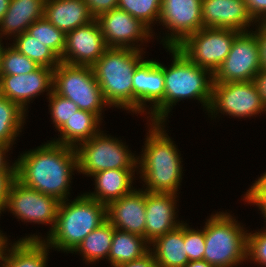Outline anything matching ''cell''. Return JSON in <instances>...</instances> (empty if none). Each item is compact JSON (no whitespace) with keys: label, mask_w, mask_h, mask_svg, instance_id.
<instances>
[{"label":"cell","mask_w":266,"mask_h":267,"mask_svg":"<svg viewBox=\"0 0 266 267\" xmlns=\"http://www.w3.org/2000/svg\"><path fill=\"white\" fill-rule=\"evenodd\" d=\"M16 179L22 185L65 201L73 170H78L74 147L53 141L27 151L15 161Z\"/></svg>","instance_id":"1"},{"label":"cell","mask_w":266,"mask_h":267,"mask_svg":"<svg viewBox=\"0 0 266 267\" xmlns=\"http://www.w3.org/2000/svg\"><path fill=\"white\" fill-rule=\"evenodd\" d=\"M167 50L173 55V63L167 68L158 62L163 69L165 90L164 100L148 112L152 122L164 123L171 107L183 99L199 100L207 111L212 100L213 74L194 64L177 47H167Z\"/></svg>","instance_id":"2"},{"label":"cell","mask_w":266,"mask_h":267,"mask_svg":"<svg viewBox=\"0 0 266 267\" xmlns=\"http://www.w3.org/2000/svg\"><path fill=\"white\" fill-rule=\"evenodd\" d=\"M150 125L141 158L138 156L140 177L147 187L145 191L178 194L183 173L181 155L167 135L163 122H150Z\"/></svg>","instance_id":"3"},{"label":"cell","mask_w":266,"mask_h":267,"mask_svg":"<svg viewBox=\"0 0 266 267\" xmlns=\"http://www.w3.org/2000/svg\"><path fill=\"white\" fill-rule=\"evenodd\" d=\"M60 201L56 222L47 239L48 247L73 252L83 239L107 220L106 205L82 194L73 201Z\"/></svg>","instance_id":"4"},{"label":"cell","mask_w":266,"mask_h":267,"mask_svg":"<svg viewBox=\"0 0 266 267\" xmlns=\"http://www.w3.org/2000/svg\"><path fill=\"white\" fill-rule=\"evenodd\" d=\"M142 51L108 47L92 66L109 107L115 106L133 112L132 78L135 69L143 61Z\"/></svg>","instance_id":"5"},{"label":"cell","mask_w":266,"mask_h":267,"mask_svg":"<svg viewBox=\"0 0 266 267\" xmlns=\"http://www.w3.org/2000/svg\"><path fill=\"white\" fill-rule=\"evenodd\" d=\"M227 212L211 215L204 227L203 260L213 267H233L247 260V235Z\"/></svg>","instance_id":"6"},{"label":"cell","mask_w":266,"mask_h":267,"mask_svg":"<svg viewBox=\"0 0 266 267\" xmlns=\"http://www.w3.org/2000/svg\"><path fill=\"white\" fill-rule=\"evenodd\" d=\"M53 91L101 120L103 108L108 107L91 66L61 62L53 71Z\"/></svg>","instance_id":"7"},{"label":"cell","mask_w":266,"mask_h":267,"mask_svg":"<svg viewBox=\"0 0 266 267\" xmlns=\"http://www.w3.org/2000/svg\"><path fill=\"white\" fill-rule=\"evenodd\" d=\"M102 132L76 146L77 171L91 176L103 170L138 168V157L132 155L120 142L122 140L108 137Z\"/></svg>","instance_id":"8"},{"label":"cell","mask_w":266,"mask_h":267,"mask_svg":"<svg viewBox=\"0 0 266 267\" xmlns=\"http://www.w3.org/2000/svg\"><path fill=\"white\" fill-rule=\"evenodd\" d=\"M239 33L232 29L203 27L189 35L177 48L194 64L213 74L226 59Z\"/></svg>","instance_id":"9"},{"label":"cell","mask_w":266,"mask_h":267,"mask_svg":"<svg viewBox=\"0 0 266 267\" xmlns=\"http://www.w3.org/2000/svg\"><path fill=\"white\" fill-rule=\"evenodd\" d=\"M260 70V54L255 32H240L234 39L226 59L213 73V83L253 81Z\"/></svg>","instance_id":"10"},{"label":"cell","mask_w":266,"mask_h":267,"mask_svg":"<svg viewBox=\"0 0 266 267\" xmlns=\"http://www.w3.org/2000/svg\"><path fill=\"white\" fill-rule=\"evenodd\" d=\"M233 117H252L266 111L254 81L213 83L212 100L208 110Z\"/></svg>","instance_id":"11"},{"label":"cell","mask_w":266,"mask_h":267,"mask_svg":"<svg viewBox=\"0 0 266 267\" xmlns=\"http://www.w3.org/2000/svg\"><path fill=\"white\" fill-rule=\"evenodd\" d=\"M60 201L50 195L30 189L15 181L10 189L6 208L18 219L38 224H51L54 228Z\"/></svg>","instance_id":"12"},{"label":"cell","mask_w":266,"mask_h":267,"mask_svg":"<svg viewBox=\"0 0 266 267\" xmlns=\"http://www.w3.org/2000/svg\"><path fill=\"white\" fill-rule=\"evenodd\" d=\"M158 21L172 31L162 40L163 46L177 47L189 35L203 28L202 0H162Z\"/></svg>","instance_id":"13"},{"label":"cell","mask_w":266,"mask_h":267,"mask_svg":"<svg viewBox=\"0 0 266 267\" xmlns=\"http://www.w3.org/2000/svg\"><path fill=\"white\" fill-rule=\"evenodd\" d=\"M96 20L99 23L105 44L109 48L142 50L143 48H139L135 42L147 41L153 35L151 34L153 30L118 8L100 14Z\"/></svg>","instance_id":"14"},{"label":"cell","mask_w":266,"mask_h":267,"mask_svg":"<svg viewBox=\"0 0 266 267\" xmlns=\"http://www.w3.org/2000/svg\"><path fill=\"white\" fill-rule=\"evenodd\" d=\"M108 47L105 44L99 23L96 19L66 33L65 48L61 62L93 66Z\"/></svg>","instance_id":"15"},{"label":"cell","mask_w":266,"mask_h":267,"mask_svg":"<svg viewBox=\"0 0 266 267\" xmlns=\"http://www.w3.org/2000/svg\"><path fill=\"white\" fill-rule=\"evenodd\" d=\"M54 69L40 66L28 74L0 75V95L17 103L25 112L27 103L42 92L53 91ZM31 99V100H30Z\"/></svg>","instance_id":"16"},{"label":"cell","mask_w":266,"mask_h":267,"mask_svg":"<svg viewBox=\"0 0 266 267\" xmlns=\"http://www.w3.org/2000/svg\"><path fill=\"white\" fill-rule=\"evenodd\" d=\"M146 191L134 189L106 205L107 221L117 230L145 238Z\"/></svg>","instance_id":"17"},{"label":"cell","mask_w":266,"mask_h":267,"mask_svg":"<svg viewBox=\"0 0 266 267\" xmlns=\"http://www.w3.org/2000/svg\"><path fill=\"white\" fill-rule=\"evenodd\" d=\"M132 85L133 112L143 113L147 102L153 104L152 112L164 100V75L158 61L143 60L134 71Z\"/></svg>","instance_id":"18"},{"label":"cell","mask_w":266,"mask_h":267,"mask_svg":"<svg viewBox=\"0 0 266 267\" xmlns=\"http://www.w3.org/2000/svg\"><path fill=\"white\" fill-rule=\"evenodd\" d=\"M203 27L248 31L256 23L245 0H202Z\"/></svg>","instance_id":"19"},{"label":"cell","mask_w":266,"mask_h":267,"mask_svg":"<svg viewBox=\"0 0 266 267\" xmlns=\"http://www.w3.org/2000/svg\"><path fill=\"white\" fill-rule=\"evenodd\" d=\"M177 197L174 193L146 192L145 239L149 243L183 224L175 220Z\"/></svg>","instance_id":"20"},{"label":"cell","mask_w":266,"mask_h":267,"mask_svg":"<svg viewBox=\"0 0 266 267\" xmlns=\"http://www.w3.org/2000/svg\"><path fill=\"white\" fill-rule=\"evenodd\" d=\"M30 235L19 239L10 249L6 242L0 253L2 267H46L49 252L43 239ZM8 248V250L6 249ZM8 252V254L6 253ZM3 262V263H2Z\"/></svg>","instance_id":"21"},{"label":"cell","mask_w":266,"mask_h":267,"mask_svg":"<svg viewBox=\"0 0 266 267\" xmlns=\"http://www.w3.org/2000/svg\"><path fill=\"white\" fill-rule=\"evenodd\" d=\"M43 17L65 34L95 19L84 0H45Z\"/></svg>","instance_id":"22"},{"label":"cell","mask_w":266,"mask_h":267,"mask_svg":"<svg viewBox=\"0 0 266 267\" xmlns=\"http://www.w3.org/2000/svg\"><path fill=\"white\" fill-rule=\"evenodd\" d=\"M134 174V169L103 170L95 173L91 177L95 178L96 190L93 193L85 194L99 203L107 205L134 190V187H131Z\"/></svg>","instance_id":"23"},{"label":"cell","mask_w":266,"mask_h":267,"mask_svg":"<svg viewBox=\"0 0 266 267\" xmlns=\"http://www.w3.org/2000/svg\"><path fill=\"white\" fill-rule=\"evenodd\" d=\"M44 5L45 0H10L0 23V37H16L27 31L29 26L43 17Z\"/></svg>","instance_id":"24"},{"label":"cell","mask_w":266,"mask_h":267,"mask_svg":"<svg viewBox=\"0 0 266 267\" xmlns=\"http://www.w3.org/2000/svg\"><path fill=\"white\" fill-rule=\"evenodd\" d=\"M184 245L183 223L150 243V252L159 267H184L189 262Z\"/></svg>","instance_id":"25"},{"label":"cell","mask_w":266,"mask_h":267,"mask_svg":"<svg viewBox=\"0 0 266 267\" xmlns=\"http://www.w3.org/2000/svg\"><path fill=\"white\" fill-rule=\"evenodd\" d=\"M100 122L101 119L96 114L79 109L58 130L60 132L58 140L52 141L76 148L80 143L91 139L101 131L98 129Z\"/></svg>","instance_id":"26"},{"label":"cell","mask_w":266,"mask_h":267,"mask_svg":"<svg viewBox=\"0 0 266 267\" xmlns=\"http://www.w3.org/2000/svg\"><path fill=\"white\" fill-rule=\"evenodd\" d=\"M150 243L142 236L114 229L108 261L112 267L140 259L150 252Z\"/></svg>","instance_id":"27"},{"label":"cell","mask_w":266,"mask_h":267,"mask_svg":"<svg viewBox=\"0 0 266 267\" xmlns=\"http://www.w3.org/2000/svg\"><path fill=\"white\" fill-rule=\"evenodd\" d=\"M114 229L115 228L106 220L89 233L72 253L79 252L83 254V259L87 263H94L103 258L108 259Z\"/></svg>","instance_id":"28"},{"label":"cell","mask_w":266,"mask_h":267,"mask_svg":"<svg viewBox=\"0 0 266 267\" xmlns=\"http://www.w3.org/2000/svg\"><path fill=\"white\" fill-rule=\"evenodd\" d=\"M26 112L15 102L0 95V143L13 145L22 124L25 123Z\"/></svg>","instance_id":"29"},{"label":"cell","mask_w":266,"mask_h":267,"mask_svg":"<svg viewBox=\"0 0 266 267\" xmlns=\"http://www.w3.org/2000/svg\"><path fill=\"white\" fill-rule=\"evenodd\" d=\"M12 46L26 55L39 66L55 69L60 63V57L48 46L29 35L26 31L15 37Z\"/></svg>","instance_id":"30"},{"label":"cell","mask_w":266,"mask_h":267,"mask_svg":"<svg viewBox=\"0 0 266 267\" xmlns=\"http://www.w3.org/2000/svg\"><path fill=\"white\" fill-rule=\"evenodd\" d=\"M29 35L39 40L53 50L60 58L65 48L66 34L56 28L45 17L38 19L26 31Z\"/></svg>","instance_id":"31"},{"label":"cell","mask_w":266,"mask_h":267,"mask_svg":"<svg viewBox=\"0 0 266 267\" xmlns=\"http://www.w3.org/2000/svg\"><path fill=\"white\" fill-rule=\"evenodd\" d=\"M162 0H119L118 9L140 20L150 30L151 24L159 20Z\"/></svg>","instance_id":"32"},{"label":"cell","mask_w":266,"mask_h":267,"mask_svg":"<svg viewBox=\"0 0 266 267\" xmlns=\"http://www.w3.org/2000/svg\"><path fill=\"white\" fill-rule=\"evenodd\" d=\"M40 66L16 50L12 45L2 46L0 54V75H20L32 73Z\"/></svg>","instance_id":"33"},{"label":"cell","mask_w":266,"mask_h":267,"mask_svg":"<svg viewBox=\"0 0 266 267\" xmlns=\"http://www.w3.org/2000/svg\"><path fill=\"white\" fill-rule=\"evenodd\" d=\"M48 98L52 122L59 130L79 110V107L70 99L62 97L54 91L49 94Z\"/></svg>","instance_id":"34"},{"label":"cell","mask_w":266,"mask_h":267,"mask_svg":"<svg viewBox=\"0 0 266 267\" xmlns=\"http://www.w3.org/2000/svg\"><path fill=\"white\" fill-rule=\"evenodd\" d=\"M184 244L189 261L203 260L206 246L204 228L195 230L184 223Z\"/></svg>","instance_id":"35"},{"label":"cell","mask_w":266,"mask_h":267,"mask_svg":"<svg viewBox=\"0 0 266 267\" xmlns=\"http://www.w3.org/2000/svg\"><path fill=\"white\" fill-rule=\"evenodd\" d=\"M266 266V230L248 233L247 235V260Z\"/></svg>","instance_id":"36"},{"label":"cell","mask_w":266,"mask_h":267,"mask_svg":"<svg viewBox=\"0 0 266 267\" xmlns=\"http://www.w3.org/2000/svg\"><path fill=\"white\" fill-rule=\"evenodd\" d=\"M16 180V172H0V214L6 209L10 189Z\"/></svg>","instance_id":"37"},{"label":"cell","mask_w":266,"mask_h":267,"mask_svg":"<svg viewBox=\"0 0 266 267\" xmlns=\"http://www.w3.org/2000/svg\"><path fill=\"white\" fill-rule=\"evenodd\" d=\"M119 0H84L90 13L96 19L100 14L118 7Z\"/></svg>","instance_id":"38"},{"label":"cell","mask_w":266,"mask_h":267,"mask_svg":"<svg viewBox=\"0 0 266 267\" xmlns=\"http://www.w3.org/2000/svg\"><path fill=\"white\" fill-rule=\"evenodd\" d=\"M245 1L248 12L252 16V18L256 22H266V0Z\"/></svg>","instance_id":"39"},{"label":"cell","mask_w":266,"mask_h":267,"mask_svg":"<svg viewBox=\"0 0 266 267\" xmlns=\"http://www.w3.org/2000/svg\"><path fill=\"white\" fill-rule=\"evenodd\" d=\"M259 27V28H258ZM256 31V39L258 41L261 69H266V23L259 22Z\"/></svg>","instance_id":"40"},{"label":"cell","mask_w":266,"mask_h":267,"mask_svg":"<svg viewBox=\"0 0 266 267\" xmlns=\"http://www.w3.org/2000/svg\"><path fill=\"white\" fill-rule=\"evenodd\" d=\"M117 267H159L156 261L153 258V255L151 252H149L144 257L130 261L125 262L123 264L118 265Z\"/></svg>","instance_id":"41"},{"label":"cell","mask_w":266,"mask_h":267,"mask_svg":"<svg viewBox=\"0 0 266 267\" xmlns=\"http://www.w3.org/2000/svg\"><path fill=\"white\" fill-rule=\"evenodd\" d=\"M244 197L246 202L256 204L262 215H266V193H246Z\"/></svg>","instance_id":"42"},{"label":"cell","mask_w":266,"mask_h":267,"mask_svg":"<svg viewBox=\"0 0 266 267\" xmlns=\"http://www.w3.org/2000/svg\"><path fill=\"white\" fill-rule=\"evenodd\" d=\"M253 81L260 93L261 100L266 107V69H261L254 77Z\"/></svg>","instance_id":"43"},{"label":"cell","mask_w":266,"mask_h":267,"mask_svg":"<svg viewBox=\"0 0 266 267\" xmlns=\"http://www.w3.org/2000/svg\"><path fill=\"white\" fill-rule=\"evenodd\" d=\"M10 148V145L0 143V172H16V163L9 166L5 159Z\"/></svg>","instance_id":"44"},{"label":"cell","mask_w":266,"mask_h":267,"mask_svg":"<svg viewBox=\"0 0 266 267\" xmlns=\"http://www.w3.org/2000/svg\"><path fill=\"white\" fill-rule=\"evenodd\" d=\"M246 193H266V172L253 183Z\"/></svg>","instance_id":"45"},{"label":"cell","mask_w":266,"mask_h":267,"mask_svg":"<svg viewBox=\"0 0 266 267\" xmlns=\"http://www.w3.org/2000/svg\"><path fill=\"white\" fill-rule=\"evenodd\" d=\"M184 267H213L204 260L189 261Z\"/></svg>","instance_id":"46"},{"label":"cell","mask_w":266,"mask_h":267,"mask_svg":"<svg viewBox=\"0 0 266 267\" xmlns=\"http://www.w3.org/2000/svg\"><path fill=\"white\" fill-rule=\"evenodd\" d=\"M9 3H10V0H0V23H1V20L4 14L7 12Z\"/></svg>","instance_id":"47"},{"label":"cell","mask_w":266,"mask_h":267,"mask_svg":"<svg viewBox=\"0 0 266 267\" xmlns=\"http://www.w3.org/2000/svg\"><path fill=\"white\" fill-rule=\"evenodd\" d=\"M1 231V230H0ZM5 235H3L2 231L0 232V253L2 251V249L4 248V245L6 242H8V238L4 237Z\"/></svg>","instance_id":"48"},{"label":"cell","mask_w":266,"mask_h":267,"mask_svg":"<svg viewBox=\"0 0 266 267\" xmlns=\"http://www.w3.org/2000/svg\"><path fill=\"white\" fill-rule=\"evenodd\" d=\"M1 41H2V39H0V54H1V50H2V44H3V43H1Z\"/></svg>","instance_id":"49"}]
</instances>
